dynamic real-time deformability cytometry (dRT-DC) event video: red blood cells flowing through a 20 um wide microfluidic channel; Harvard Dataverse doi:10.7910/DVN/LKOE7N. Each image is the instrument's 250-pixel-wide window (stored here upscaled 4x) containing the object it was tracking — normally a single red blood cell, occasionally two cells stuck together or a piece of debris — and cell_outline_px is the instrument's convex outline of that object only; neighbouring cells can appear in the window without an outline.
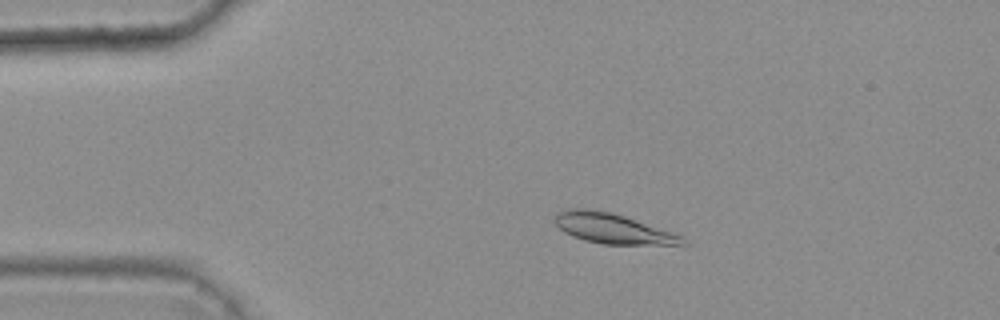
{"species": "common noctule bat (a hibernating species)", "species_latin": "Nyctalus noctula", "temperature_condition": "warm", "stored_images_in_passage": 6, "camera_frame_rate_fps": 3000, "um_per_image_px": 0.085, "animal": {"sex": "female", "body_mass_g": 25.1}, "frame": {"image": 1, "passage_image": 4, "time_ms": 1.0, "image_size_px": [1000, 320], "cell_outline_px": [[688, 244], [604, 244], [584, 240], [572, 236], [564, 232], [552, 220], [556, 212], [568, 208], [588, 208], [612, 212], [672, 232], [680, 236]], "centroid_in_image_um": [51.97, 19.4], "position_along_channel_um": 33.0, "area_um2": 22.25}}
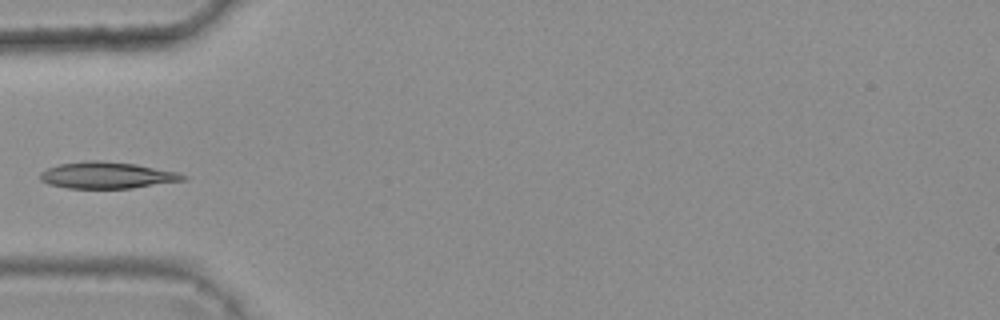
{"frame": {"image": 2, "passage_image": 6, "time_ms": 1.667, "image_size_px": [1000, 320], "cell_outline_px": [[188, 180], [132, 188], [68, 188], [48, 184], [40, 180], [40, 172], [48, 168], [60, 164], [92, 160], [100, 160], [136, 164], [176, 172], [188, 176]], "centroid_in_image_um": [9.12, 14.9], "position_along_channel_um": 75.9, "area_um2": 22.08}}